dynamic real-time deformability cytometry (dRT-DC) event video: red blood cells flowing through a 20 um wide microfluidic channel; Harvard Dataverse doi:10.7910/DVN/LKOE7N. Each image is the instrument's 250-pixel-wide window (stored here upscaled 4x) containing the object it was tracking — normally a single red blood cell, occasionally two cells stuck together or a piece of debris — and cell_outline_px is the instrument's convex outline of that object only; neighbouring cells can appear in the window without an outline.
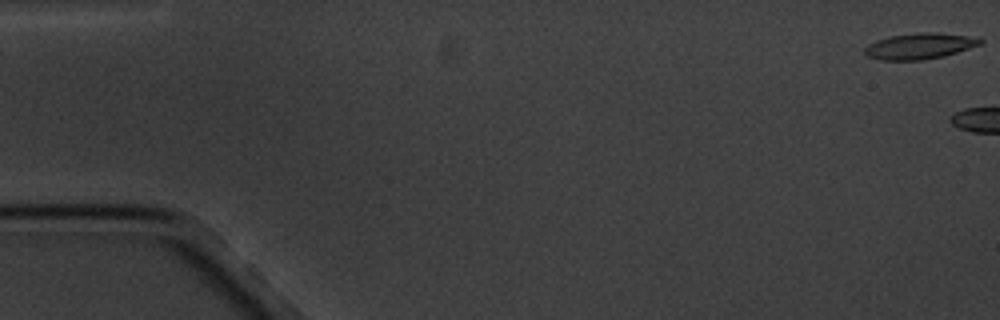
{"species": "common noctule bat (a hibernating species)", "species_latin": "Nyctalus noctula", "temperature_condition": "cold", "stored_images_in_passage": 6, "camera_frame_rate_fps": 3000, "um_per_image_px": 0.085, "animal": {"sex": "male", "body_mass_g": 20.1, "forearm_length_mm": 53.5}, "frame": {"image": 1, "passage_image": 1, "time_ms": 0.0, "image_size_px": [1000, 320], "cell_outline_px": [[984, 44], [944, 56], [920, 60], [880, 60], [868, 56], [864, 52], [864, 48], [868, 44], [876, 40], [892, 36], [924, 32], [936, 32], [968, 36], [984, 40]], "centroid_in_image_um": [78.19, 3.92], "position_along_channel_um": 6.8, "area_um2": 17.4}}
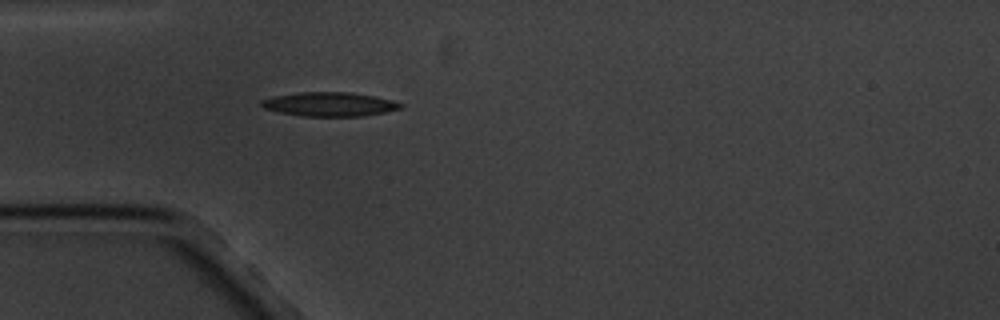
{"frame": {"image": 2, "passage_image": 6, "time_ms": 6.667, "image_size_px": [1000, 320], "cell_outline_px": [[404, 108], [364, 116], [300, 116], [280, 112], [264, 108], [260, 104], [260, 100], [272, 96], [296, 92], [348, 92], [376, 96], [392, 100], [404, 104]], "centroid_in_image_um": [28.01, 8.85], "position_along_channel_um": 57.0, "area_um2": 19.71}}